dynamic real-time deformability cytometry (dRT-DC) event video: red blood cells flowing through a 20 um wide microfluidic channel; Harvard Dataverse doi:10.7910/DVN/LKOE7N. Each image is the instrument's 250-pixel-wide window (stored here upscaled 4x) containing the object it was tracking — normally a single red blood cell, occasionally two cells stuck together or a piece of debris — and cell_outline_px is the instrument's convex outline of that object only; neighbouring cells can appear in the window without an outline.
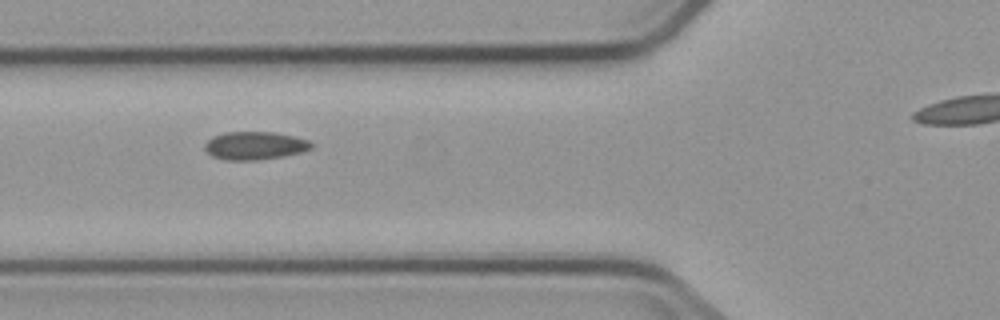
{"species": "common noctule bat (a hibernating species)", "species_latin": "Nyctalus noctula", "temperature_condition": "cold", "stored_images_in_passage": 6, "camera_frame_rate_fps": 3000, "um_per_image_px": 0.085, "animal": {"sex": "male", "body_mass_g": 23.1, "forearm_length_mm": 52.7}, "frame": {"image": 1, "passage_image": 3, "time_ms": 3.0, "image_size_px": [1000, 320], "cell_outline_px": [[312, 148], [300, 152], [280, 156], [256, 160], [224, 160], [212, 156], [204, 148], [204, 144], [212, 136], [224, 132], [276, 132], [296, 136], [308, 140], [312, 144]], "centroid_in_image_um": [21.63, 12.36], "position_along_channel_um": 104.2, "area_um2": 17.4}}
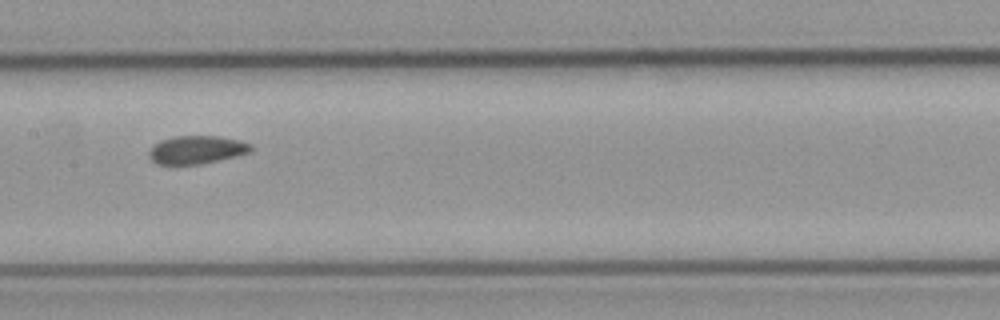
{"frame": {"image": 2, "passage_image": 5, "time_ms": 5.333, "image_size_px": [1000, 320], "cell_outline_px": [[252, 152], [236, 156], [200, 164], [156, 164], [148, 156], [148, 152], [160, 140], [176, 136], [216, 136], [240, 140], [252, 144]], "centroid_in_image_um": [16.74, 12.73], "position_along_channel_um": 190.7, "area_um2": 16.65}}
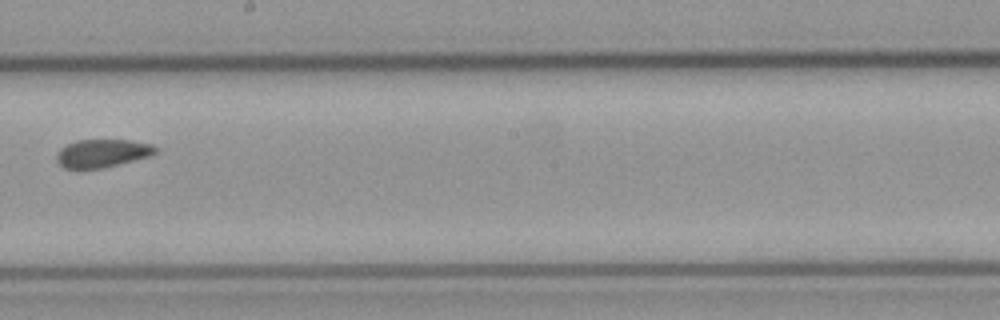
{"frame": {"image": 3, "passage_image": 6, "time_ms": 6.667, "image_size_px": [1000, 320], "cell_outline_px": [[156, 152], [148, 156], [104, 168], [64, 168], [56, 160], [56, 156], [60, 148], [76, 140], [132, 140], [152, 144], [156, 148]], "centroid_in_image_um": [8.68, 13.02], "position_along_channel_um": 239.5, "area_um2": 16.01}}